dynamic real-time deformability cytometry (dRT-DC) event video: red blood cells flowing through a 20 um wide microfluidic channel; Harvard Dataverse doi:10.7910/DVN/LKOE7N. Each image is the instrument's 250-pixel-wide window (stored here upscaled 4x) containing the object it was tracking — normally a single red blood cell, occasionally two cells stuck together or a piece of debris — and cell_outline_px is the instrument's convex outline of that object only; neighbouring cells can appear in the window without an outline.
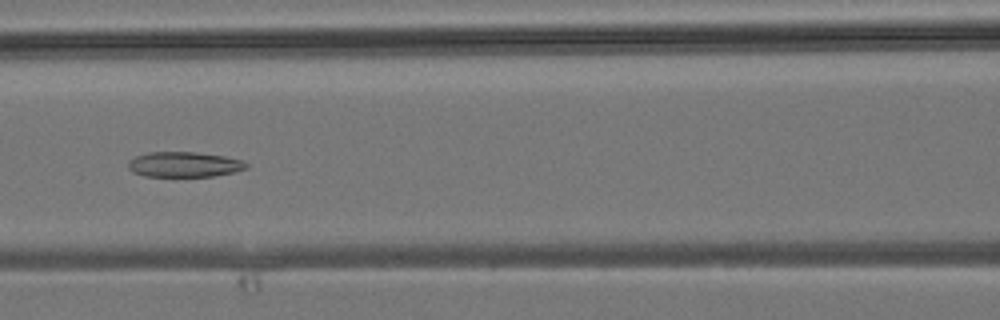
{"species": "common noctule bat (a hibernating species)", "species_latin": "Nyctalus noctula", "temperature_condition": "room temperature", "stored_images_in_passage": 32, "camera_frame_rate_fps": 3000, "um_per_image_px": 0.085, "animal": {"sex": "male", "body_mass_g": 19.2, "forearm_length_mm": 51.8}, "frame": {"image": 1, "passage_image": 12, "time_ms": 3.667, "image_size_px": [1000, 320], "cell_outline_px": [[248, 168], [232, 172], [212, 176], [144, 176], [132, 172], [128, 168], [128, 160], [136, 156], [148, 152], [196, 152], [224, 156], [244, 160], [248, 164]], "centroid_in_image_um": [15.64, 13.97], "position_along_channel_um": 151.0, "area_um2": 17.4}}
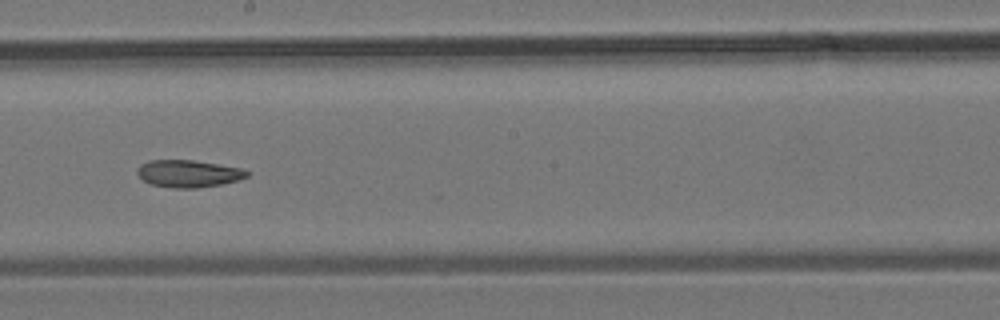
{"frame": {"image": 2, "passage_image": 17, "time_ms": 5.333, "image_size_px": [1000, 320], "cell_outline_px": [[248, 176], [236, 180], [220, 184], [196, 188], [172, 188], [148, 184], [136, 172], [136, 168], [140, 164], [148, 160], [192, 160], [240, 168], [248, 172]], "centroid_in_image_um": [15.93, 14.75], "position_along_channel_um": 232.3, "area_um2": 17.28}}
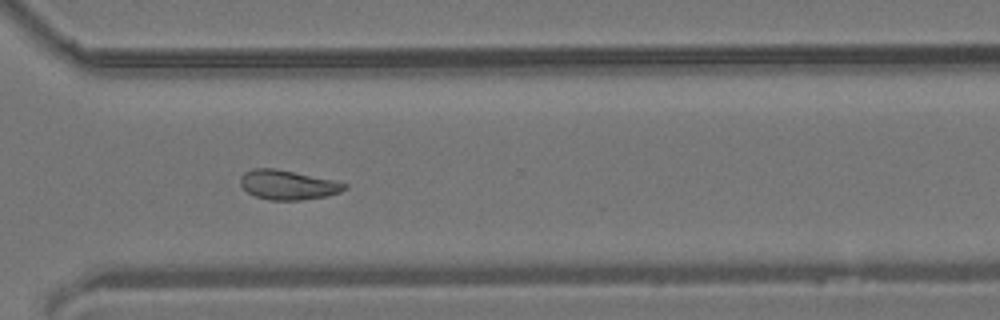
{"frame": {"image": 3, "passage_image": 24, "time_ms": 7.667, "image_size_px": [1000, 320], "cell_outline_px": [[348, 188], [340, 192], [324, 196], [300, 200], [268, 200], [256, 196], [248, 192], [240, 184], [240, 176], [244, 172], [252, 168], [276, 168], [332, 180], [348, 184]], "centroid_in_image_um": [24.44, 15.7], "position_along_channel_um": 346.2, "area_um2": 17.8}}